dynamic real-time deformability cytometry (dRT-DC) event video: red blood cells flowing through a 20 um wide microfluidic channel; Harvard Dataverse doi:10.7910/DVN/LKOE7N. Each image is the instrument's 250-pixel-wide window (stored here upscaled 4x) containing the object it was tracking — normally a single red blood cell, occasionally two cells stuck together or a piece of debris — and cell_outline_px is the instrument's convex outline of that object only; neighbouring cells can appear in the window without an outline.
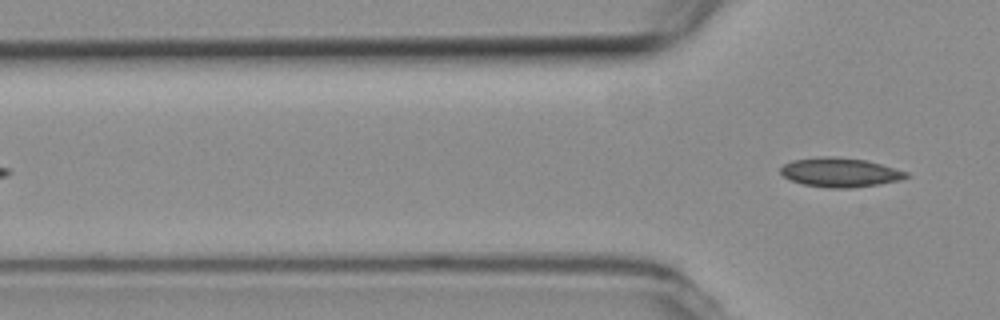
{"species": "common noctule bat (a hibernating species)", "species_latin": "Nyctalus noctula", "temperature_condition": "room temperature", "stored_images_in_passage": 14, "camera_frame_rate_fps": 3000, "um_per_image_px": 0.085, "animal": {"sex": "female", "body_mass_g": 19.3, "forearm_length_mm": 54.1}, "frame": {"image": 1, "passage_image": 14, "time_ms": 4.333, "image_size_px": [1000, 320], "cell_outline_px": [[908, 176], [900, 180], [852, 188], [828, 188], [804, 184], [792, 180], [784, 176], [780, 172], [780, 168], [784, 164], [792, 160], [816, 156], [836, 156], [864, 160], [880, 164], [908, 172]], "centroid_in_image_um": [71.36, 14.64], "position_along_channel_um": 54.4, "area_um2": 21.27}}